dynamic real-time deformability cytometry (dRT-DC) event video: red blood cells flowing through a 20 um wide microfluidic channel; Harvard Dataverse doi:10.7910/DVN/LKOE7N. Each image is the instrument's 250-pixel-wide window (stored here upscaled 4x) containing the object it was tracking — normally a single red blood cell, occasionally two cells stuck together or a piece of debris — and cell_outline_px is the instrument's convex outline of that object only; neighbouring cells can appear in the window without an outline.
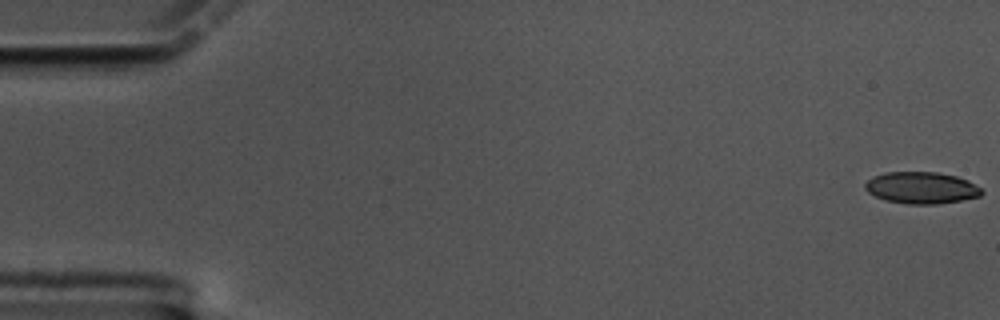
{"species": "common noctule bat (a hibernating species)", "species_latin": "Nyctalus noctula", "temperature_condition": "cold", "stored_images_in_passage": 61, "camera_frame_rate_fps": 3000, "um_per_image_px": 0.085, "animal": {"sex": "male", "body_mass_g": 17.5, "forearm_length_mm": 52.3}, "frame": {"image": 1, "passage_image": 1, "time_ms": 0.0, "image_size_px": [1000, 320], "cell_outline_px": [[984, 192], [980, 196], [960, 200], [936, 204], [908, 204], [884, 200], [868, 192], [864, 188], [864, 184], [872, 176], [884, 172], [936, 172], [956, 176], [968, 180], [980, 188]], "centroid_in_image_um": [78.29, 15.96], "position_along_channel_um": 6.7, "area_um2": 21.56}}
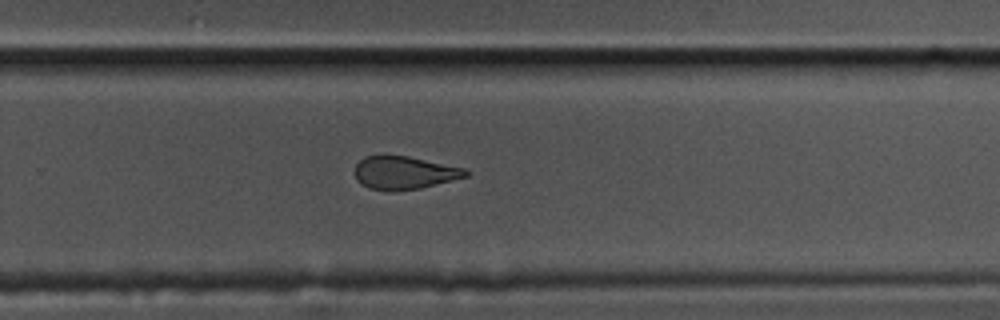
{"frame": {"image": 2, "passage_image": 40, "time_ms": 13.0, "image_size_px": [1000, 320], "cell_outline_px": [[468, 176], [420, 188], [368, 188], [356, 180], [356, 164], [364, 156], [384, 152], [408, 156], [464, 168], [468, 172]], "centroid_in_image_um": [34.32, 14.6], "position_along_channel_um": 295.5, "area_um2": 21.04}}
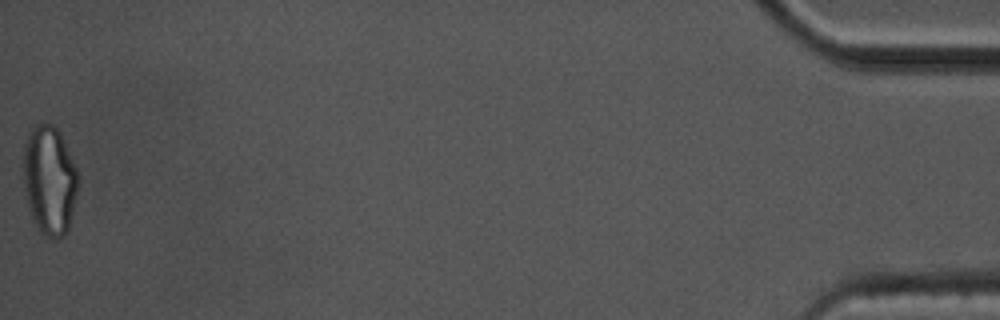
{"frame": {"image": 3, "passage_image": 61, "time_ms": 20.0, "image_size_px": [1000, 320], "cell_outline_px": [[80, 184], [68, 228], [64, 236], [56, 240], [52, 240], [40, 232], [32, 216], [28, 204], [24, 180], [24, 144], [28, 132], [32, 124], [52, 124], [60, 132], [80, 176]], "centroid_in_image_um": [4.24, 15.31], "position_along_channel_um": 431.0, "area_um2": 35.03}, "authors_computed_cell_mechanics": {"area_um2": 22.7732, "velocity_mm_per_s": 3.3301, "shape_relaxation_time_tau1_ms": null, "shape_relaxation_time_tau2_ms": 2.5965, "deformation_change_tau1": null, "deformation_change_tau2": 0.1055}}